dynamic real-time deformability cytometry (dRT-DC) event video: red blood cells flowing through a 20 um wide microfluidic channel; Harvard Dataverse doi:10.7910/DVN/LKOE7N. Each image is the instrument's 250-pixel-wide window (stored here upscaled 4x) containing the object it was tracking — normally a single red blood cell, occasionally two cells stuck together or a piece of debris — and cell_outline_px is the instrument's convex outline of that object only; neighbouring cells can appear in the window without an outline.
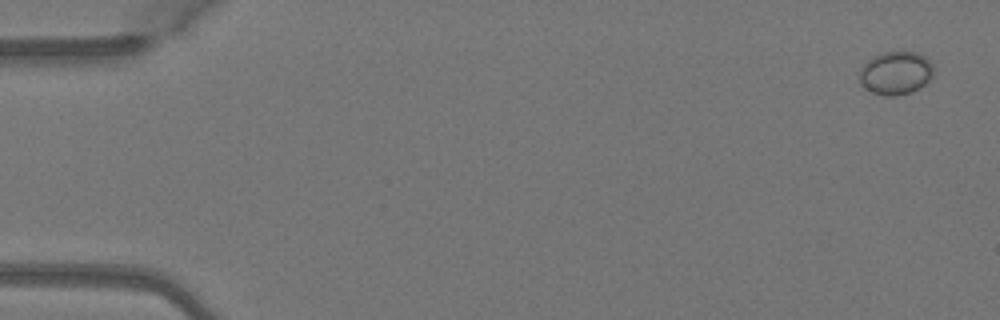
{"species": "Egyptian fruit bat (a non-hibernating species)", "species_latin": "Rousettus aegyptiacus", "temperature_condition": "warm", "stored_images_in_passage": 4, "camera_frame_rate_fps": 3000, "um_per_image_px": 0.085, "animal": {"sex": "female"}, "frame": {"image": 1, "passage_image": 1, "time_ms": 0.0, "image_size_px": [1000, 320], "cell_outline_px": [[932, 76], [920, 88], [912, 92], [896, 96], [884, 96], [872, 92], [860, 84], [860, 68], [872, 56], [880, 52], [916, 52], [924, 56], [932, 64]], "centroid_in_image_um": [76.11, 6.21], "position_along_channel_um": 8.9, "area_um2": 18.67}}
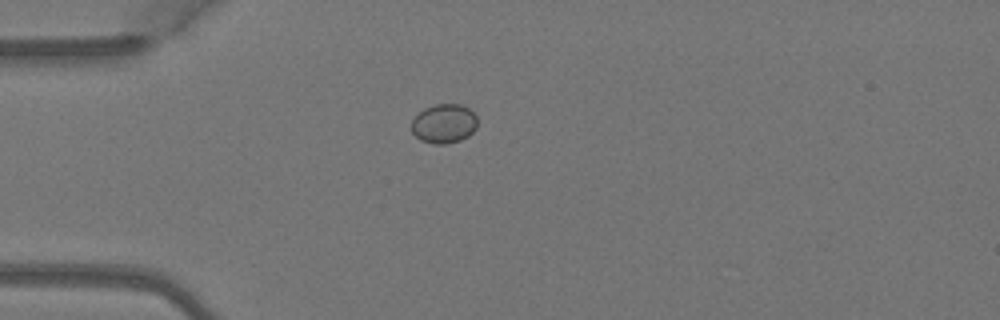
{"frame": {"image": 2, "passage_image": 4, "time_ms": 1.0, "image_size_px": [1000, 320], "cell_outline_px": [[476, 128], [468, 136], [460, 140], [444, 144], [432, 144], [420, 140], [412, 132], [412, 120], [424, 108], [436, 104], [460, 104], [468, 108], [476, 116]], "centroid_in_image_um": [37.73, 10.51], "position_along_channel_um": 47.3, "area_um2": 14.97}}